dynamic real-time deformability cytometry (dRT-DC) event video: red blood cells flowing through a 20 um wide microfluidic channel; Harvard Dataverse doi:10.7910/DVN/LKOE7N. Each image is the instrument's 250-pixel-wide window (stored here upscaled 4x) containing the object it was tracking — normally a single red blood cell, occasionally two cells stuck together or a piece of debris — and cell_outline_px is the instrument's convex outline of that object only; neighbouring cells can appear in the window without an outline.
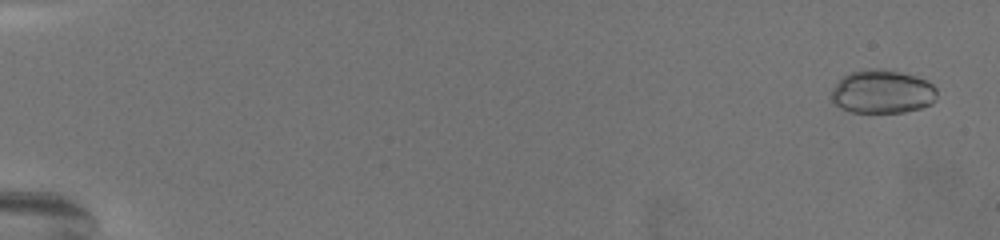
{"species": "common noctule bat (a hibernating species)", "species_latin": "Nyctalus noctula", "temperature_condition": "warm", "stored_images_in_passage": 73, "camera_frame_rate_fps": 3000, "um_per_image_px": 0.085, "animal": {"sex": "female", "body_mass_g": 19.5, "forearm_length_mm": 54.1}, "frame": {"image": 1, "passage_image": 4, "time_ms": 1.0, "image_size_px": [1000, 240], "cell_outline_px": [[936, 100], [932, 104], [920, 108], [904, 112], [848, 112], [832, 104], [832, 88], [844, 76], [852, 72], [872, 68], [900, 72], [916, 76], [928, 80], [936, 88]], "centroid_in_image_um": [75.0, 7.81], "position_along_channel_um": 10.0, "area_um2": 26.82}}
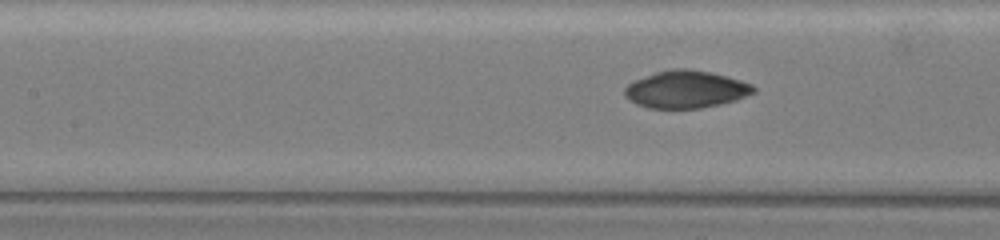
{"frame": {"image": 2, "passage_image": 37, "time_ms": 12.0, "image_size_px": [1000, 240], "cell_outline_px": [[756, 92], [736, 100], [720, 104], [700, 108], [648, 108], [636, 104], [628, 100], [624, 96], [624, 88], [628, 84], [636, 80], [656, 72], [672, 68], [684, 68], [712, 72], [728, 76], [752, 84], [756, 88]], "centroid_in_image_um": [58.31, 7.59], "position_along_channel_um": 149.1, "area_um2": 28.21}}
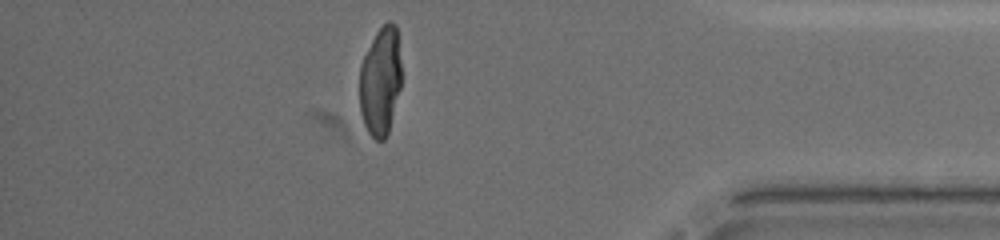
{"frame": {"image": 3, "passage_image": 65, "time_ms": 21.333, "image_size_px": [1000, 240], "cell_outline_px": [[400, 88], [388, 132], [384, 140], [376, 140], [368, 132], [364, 124], [360, 112], [360, 64], [376, 32], [388, 20], [396, 24], [400, 60]], "centroid_in_image_um": [32.33, 6.9], "position_along_channel_um": 402.9, "area_um2": 26.24}, "authors_computed_cell_mechanics": {"area_um2": 27.5706, "velocity_mm_per_s": 3.0195, "shape_relaxation_time_tau1_ms": 7.7656, "shape_relaxation_time_tau2_ms": 1.768, "deformation_change_tau1": 0.1902, "deformation_change_tau2": 0.0348}}